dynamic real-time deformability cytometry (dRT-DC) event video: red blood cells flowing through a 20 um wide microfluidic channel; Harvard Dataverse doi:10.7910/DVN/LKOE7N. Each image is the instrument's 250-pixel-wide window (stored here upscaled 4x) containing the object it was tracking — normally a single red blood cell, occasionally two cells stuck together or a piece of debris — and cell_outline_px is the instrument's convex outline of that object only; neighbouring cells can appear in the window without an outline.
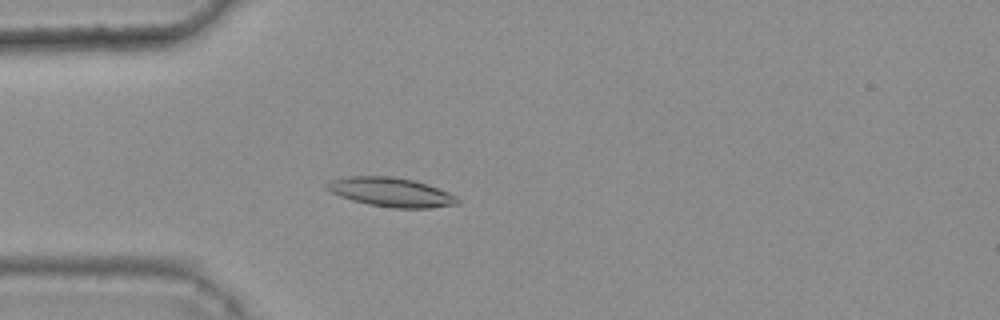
{"species": "common noctule bat (a hibernating species)", "species_latin": "Nyctalus noctula", "temperature_condition": "warm", "stored_images_in_passage": 36, "camera_frame_rate_fps": 3000, "um_per_image_px": 0.085, "animal": {"sex": "female", "body_mass_g": 25.1}, "frame": {"image": 1, "passage_image": 5, "time_ms": 1.333, "image_size_px": [1000, 320], "cell_outline_px": [[460, 204], [432, 208], [392, 208], [368, 204], [352, 200], [340, 196], [324, 188], [324, 184], [332, 180], [348, 176], [392, 176], [416, 180], [428, 184], [448, 192], [456, 196], [460, 200]], "centroid_in_image_um": [33.26, 16.33], "position_along_channel_um": 51.7, "area_um2": 22.43}}
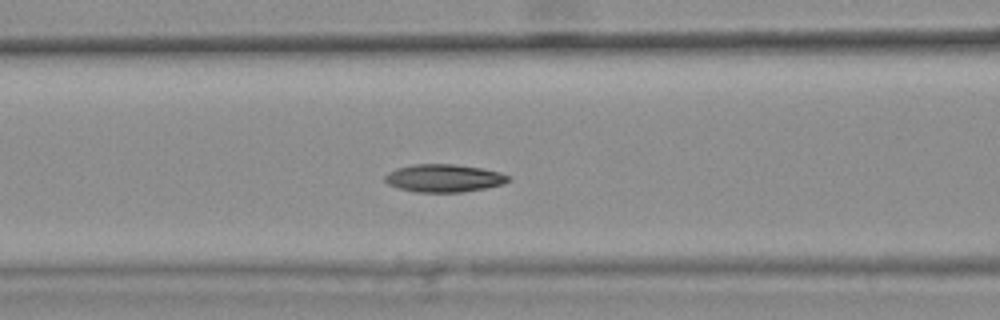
{"frame": {"image": 2, "passage_image": 12, "time_ms": 3.667, "image_size_px": [1000, 320], "cell_outline_px": [[512, 180], [504, 184], [484, 188], [460, 192], [416, 192], [400, 188], [388, 184], [384, 180], [384, 176], [388, 172], [396, 168], [412, 164], [452, 164], [484, 168], [500, 172], [512, 176]], "centroid_in_image_um": [37.77, 15.13], "position_along_channel_um": 128.8, "area_um2": 20.17}}
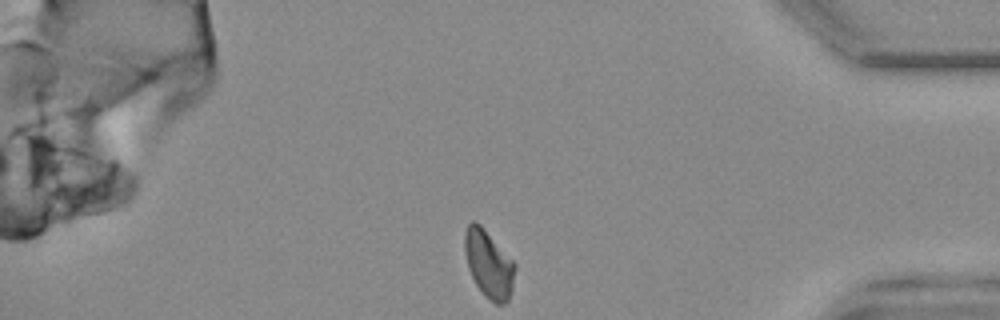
{"frame": {"image": 3, "passage_image": 36, "time_ms": 11.667, "image_size_px": [1000, 320], "cell_outline_px": [[516, 268], [512, 288], [508, 300], [504, 304], [496, 304], [476, 284], [468, 268], [464, 252], [464, 232], [468, 224], [472, 220], [476, 220], [480, 224], [516, 264]], "centroid_in_image_um": [41.53, 22.39], "position_along_channel_um": 393.7, "area_um2": 19.54}, "authors_computed_cell_mechanics": {"area_um2": 19.7965, "velocity_mm_per_s": 3.6616, "shape_relaxation_time_tau1_ms": 6.1987, "shape_relaxation_time_tau2_ms": 2.8892, "deformation_change_tau1": 0.1498, "deformation_change_tau2": 0.0828}}